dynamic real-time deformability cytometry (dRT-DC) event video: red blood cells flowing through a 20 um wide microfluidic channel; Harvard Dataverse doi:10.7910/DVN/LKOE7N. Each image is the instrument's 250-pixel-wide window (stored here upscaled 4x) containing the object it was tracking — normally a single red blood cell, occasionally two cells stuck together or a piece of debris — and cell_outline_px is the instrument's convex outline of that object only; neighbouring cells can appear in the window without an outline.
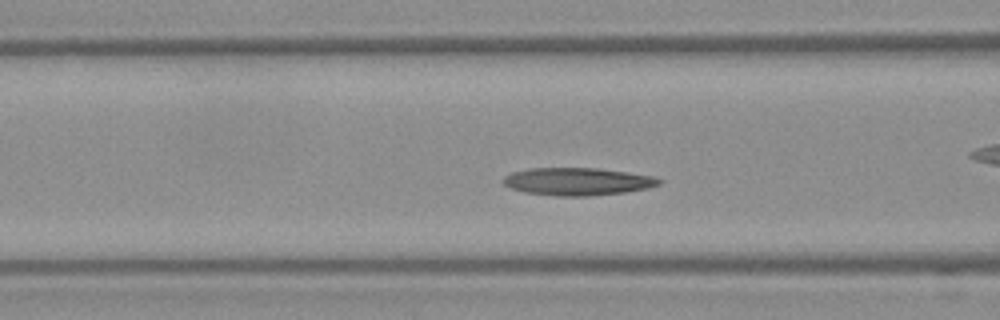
{"species": "Egyptian fruit bat (a non-hibernating species)", "species_latin": "Rousettus aegyptiacus", "temperature_condition": "warm", "stored_images_in_passage": 36, "camera_frame_rate_fps": 3000, "um_per_image_px": 0.085, "frame": {"image": 1, "passage_image": 11, "time_ms": 3.333, "image_size_px": [1000, 320], "cell_outline_px": [[664, 180], [660, 184], [648, 188], [624, 192], [588, 196], [556, 196], [524, 192], [512, 188], [504, 184], [500, 180], [504, 176], [512, 172], [528, 168], [596, 168], [628, 172], [652, 176]], "centroid_in_image_um": [49.07, 15.42], "position_along_channel_um": 117.5, "area_um2": 25.14}}
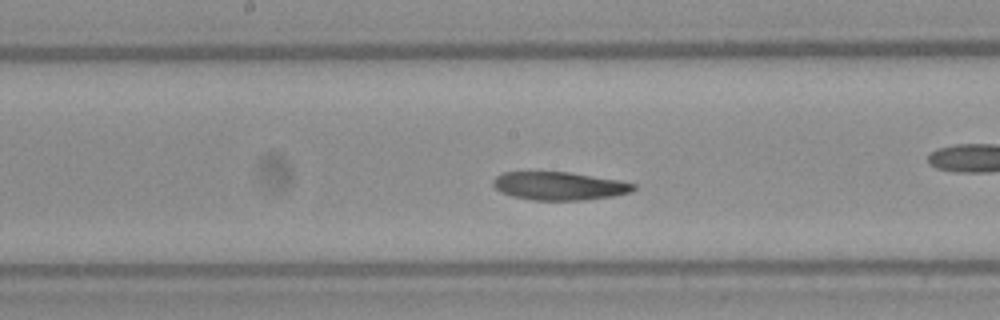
{"frame": {"image": 2, "passage_image": 16, "time_ms": 5.0, "image_size_px": [1000, 320], "cell_outline_px": [[636, 188], [632, 192], [612, 196], [584, 200], [532, 200], [512, 196], [500, 192], [492, 184], [492, 180], [496, 176], [504, 172], [568, 172], [620, 180], [636, 184]], "centroid_in_image_um": [47.54, 15.81], "position_along_channel_um": 200.7, "area_um2": 23.12}}
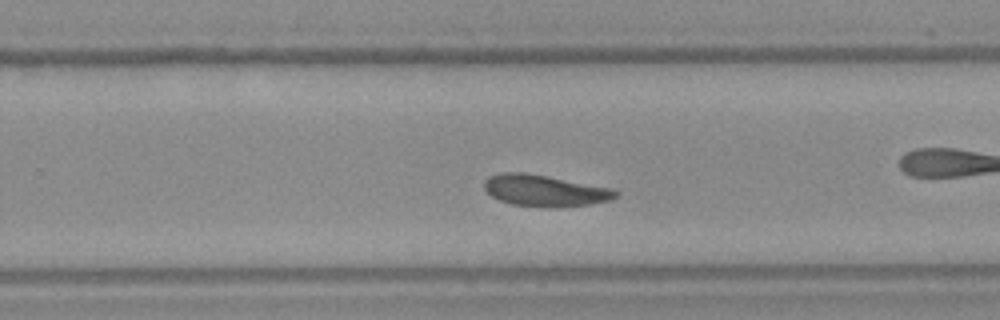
{"frame": {"image": 3, "passage_image": 21, "time_ms": 6.667, "image_size_px": [1000, 320], "cell_outline_px": [[620, 192], [612, 200], [588, 204], [512, 204], [500, 200], [492, 196], [484, 188], [484, 180], [488, 176], [500, 172], [524, 172], [548, 176], [616, 188]], "centroid_in_image_um": [46.32, 16.13], "position_along_channel_um": 283.5, "area_um2": 23.29}}